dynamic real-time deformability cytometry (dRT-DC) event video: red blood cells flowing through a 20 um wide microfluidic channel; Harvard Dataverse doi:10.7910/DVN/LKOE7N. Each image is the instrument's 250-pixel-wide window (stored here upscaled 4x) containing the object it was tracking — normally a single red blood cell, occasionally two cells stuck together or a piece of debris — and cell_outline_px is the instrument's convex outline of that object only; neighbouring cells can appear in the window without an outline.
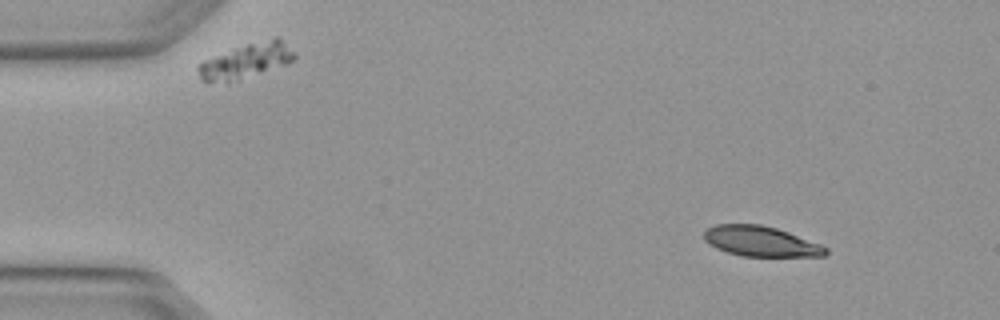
{"species": "Egyptian fruit bat (a non-hibernating species)", "species_latin": "Rousettus aegyptiacus", "temperature_condition": "warm", "stored_images_in_passage": 3, "camera_frame_rate_fps": 3000, "um_per_image_px": 0.085, "animal": {"sex": "female"}, "frame": {"image": 1, "passage_image": 1, "time_ms": 0.0, "image_size_px": [1000, 320], "cell_outline_px": [[828, 252], [824, 256], [740, 256], [716, 248], [708, 244], [704, 240], [704, 232], [708, 228], [716, 224], [760, 224], [776, 228], [788, 232], [820, 244], [828, 248]], "centroid_in_image_um": [64.65, 20.51], "position_along_channel_um": 20.4, "area_um2": 21.39}}